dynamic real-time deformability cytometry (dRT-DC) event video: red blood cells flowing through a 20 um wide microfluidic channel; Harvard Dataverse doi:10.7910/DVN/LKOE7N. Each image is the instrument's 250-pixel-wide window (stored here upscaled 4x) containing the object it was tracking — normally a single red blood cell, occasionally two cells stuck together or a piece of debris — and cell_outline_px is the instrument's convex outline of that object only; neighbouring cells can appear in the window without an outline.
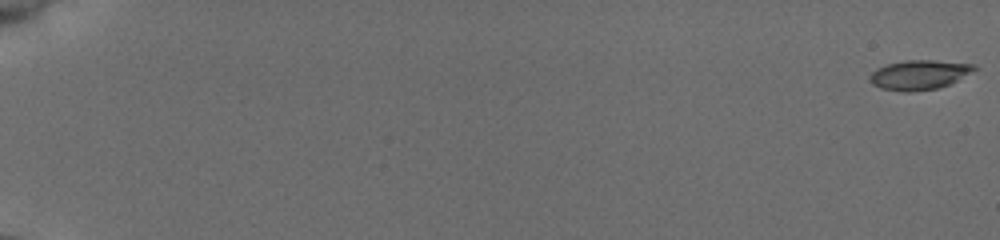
{"species": "common noctule bat (a hibernating species)", "species_latin": "Nyctalus noctula", "temperature_condition": "cold", "stored_images_in_passage": 56, "camera_frame_rate_fps": 3000, "um_per_image_px": 0.085, "animal": {"sex": "female", "body_mass_g": 19.5, "forearm_length_mm": 54.1}, "frame": {"image": 1, "passage_image": 1, "time_ms": 0.0, "image_size_px": [1000, 240], "cell_outline_px": [[980, 68], [948, 84], [936, 88], [908, 92], [904, 92], [880, 88], [872, 84], [868, 80], [868, 76], [876, 68], [888, 64], [904, 60], [932, 60], [976, 64]], "centroid_in_image_um": [78.11, 6.35], "position_along_channel_um": 6.9, "area_um2": 18.03}}
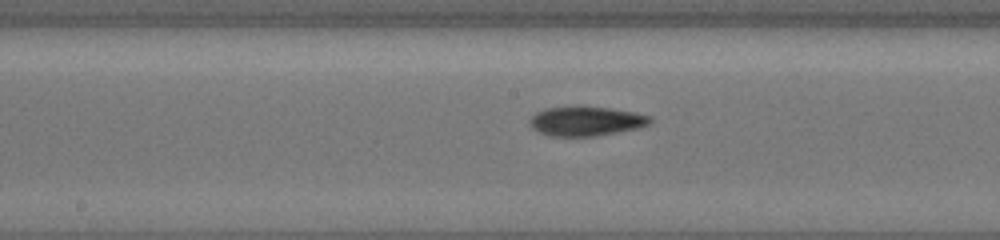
{"frame": {"image": 2, "passage_image": 32, "time_ms": 10.333, "image_size_px": [1000, 240], "cell_outline_px": [[652, 120], [648, 124], [640, 128], [596, 136], [548, 136], [532, 128], [528, 124], [528, 120], [536, 112], [544, 108], [608, 108], [632, 112], [652, 116]], "centroid_in_image_um": [49.8, 10.33], "position_along_channel_um": 198.4, "area_um2": 20.29}}
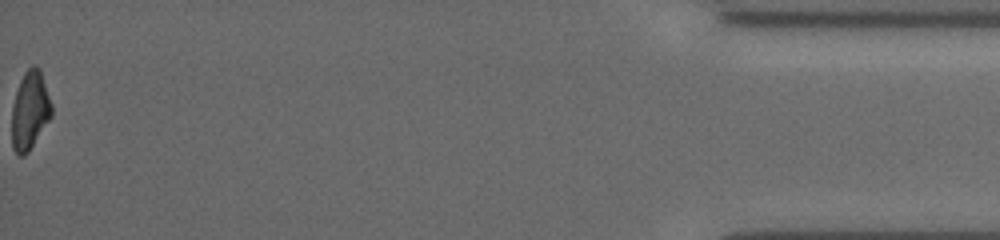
{"frame": {"image": 3, "passage_image": 56, "time_ms": 18.333, "image_size_px": [1000, 240], "cell_outline_px": [[52, 116], [28, 152], [24, 156], [20, 156], [12, 148], [12, 108], [16, 92], [20, 80], [24, 72], [32, 64], [36, 64], [40, 68], [52, 104]], "centroid_in_image_um": [2.55, 9.36], "position_along_channel_um": 432.6, "area_um2": 18.26}, "authors_computed_cell_mechanics": {"area_um2": 18.8139, "velocity_mm_per_s": 3.9334, "shape_relaxation_time_tau1_ms": 8.3684, "shape_relaxation_time_tau2_ms": 6.0768, "deformation_change_tau1": 0.1795, "deformation_change_tau2": 0.1313}}